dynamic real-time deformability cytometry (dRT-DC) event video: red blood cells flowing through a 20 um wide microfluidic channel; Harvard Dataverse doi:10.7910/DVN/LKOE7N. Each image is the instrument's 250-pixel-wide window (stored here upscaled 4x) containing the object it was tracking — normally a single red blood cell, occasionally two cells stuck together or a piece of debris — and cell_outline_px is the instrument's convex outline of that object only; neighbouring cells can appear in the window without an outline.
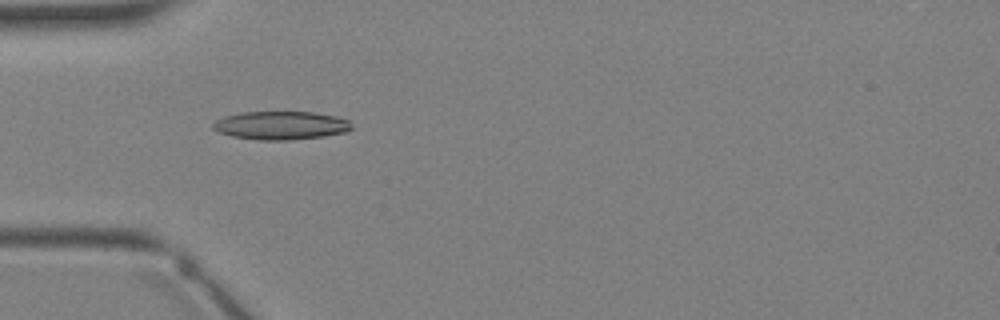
{"species": "Egyptian fruit bat (a non-hibernating species)", "species_latin": "Rousettus aegyptiacus", "temperature_condition": "warm", "stored_images_in_passage": 2, "camera_frame_rate_fps": 3000, "um_per_image_px": 0.085, "animal": {"sex": "female"}, "frame": {"image": 1, "passage_image": 2, "time_ms": 1.333, "image_size_px": [1000, 320], "cell_outline_px": [[352, 128], [344, 132], [324, 136], [288, 140], [260, 140], [232, 136], [220, 132], [212, 128], [212, 124], [216, 120], [224, 116], [240, 112], [316, 112], [336, 116], [348, 120], [352, 124]], "centroid_in_image_um": [23.87, 10.65], "position_along_channel_um": 61.1, "area_um2": 22.89}}